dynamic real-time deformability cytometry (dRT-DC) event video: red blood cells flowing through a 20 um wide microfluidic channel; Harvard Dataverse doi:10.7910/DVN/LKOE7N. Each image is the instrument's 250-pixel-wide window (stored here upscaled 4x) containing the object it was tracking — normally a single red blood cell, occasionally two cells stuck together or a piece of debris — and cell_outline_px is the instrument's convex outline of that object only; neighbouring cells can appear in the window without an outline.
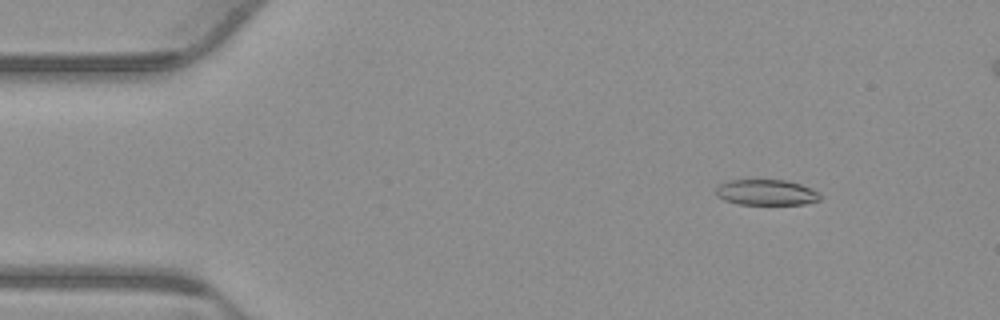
{"species": "common noctule bat (a hibernating species)", "species_latin": "Nyctalus noctula", "temperature_condition": "warm", "stored_images_in_passage": 53, "camera_frame_rate_fps": 3000, "um_per_image_px": 0.085, "animal": {"sex": "male", "body_mass_g": 23.1, "forearm_length_mm": 52.7}, "frame": {"image": 1, "passage_image": 7, "time_ms": 2.0, "image_size_px": [1000, 320], "cell_outline_px": [[820, 200], [804, 204], [740, 204], [724, 200], [716, 196], [716, 188], [720, 184], [728, 180], [788, 180], [812, 188], [820, 196]], "centroid_in_image_um": [65.12, 16.35], "position_along_channel_um": 19.9, "area_um2": 15.55}}
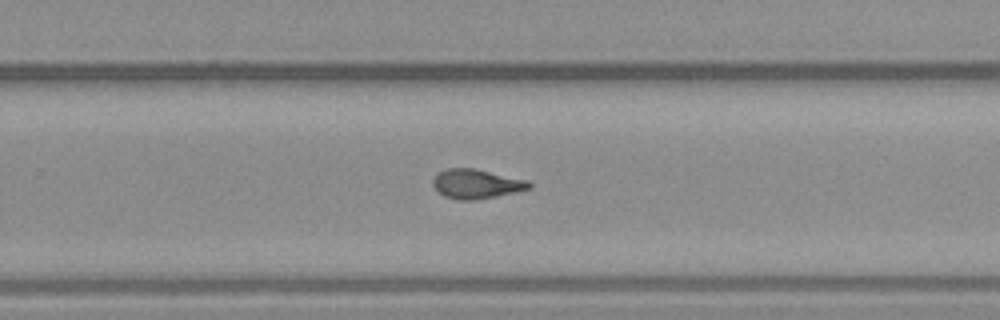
{"frame": {"image": 2, "passage_image": 35, "time_ms": 11.333, "image_size_px": [1000, 320], "cell_outline_px": [[532, 188], [516, 192], [476, 200], [456, 200], [444, 196], [436, 192], [432, 184], [432, 180], [436, 172], [448, 168], [476, 168], [528, 180], [532, 184]], "centroid_in_image_um": [40.46, 15.63], "position_along_channel_um": 289.3, "area_um2": 16.88}}
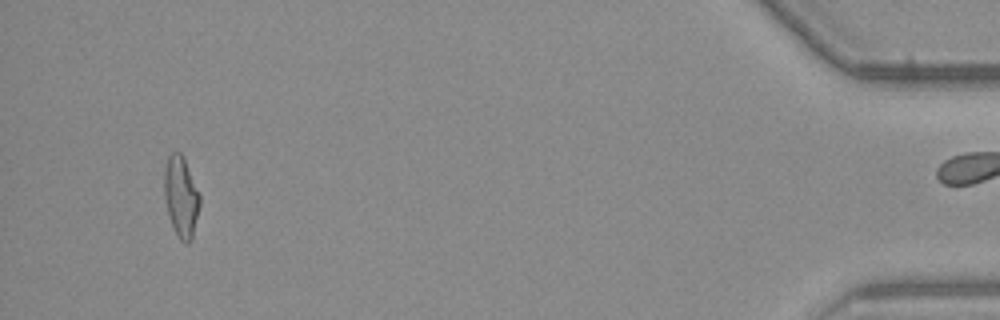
{"frame": {"image": 3, "passage_image": 52, "time_ms": 17.0, "image_size_px": [1000, 320], "cell_outline_px": [[200, 204], [192, 240], [188, 244], [184, 244], [180, 240], [168, 216], [164, 196], [164, 168], [168, 156], [172, 152], [180, 152], [184, 156], [200, 196]], "centroid_in_image_um": [15.38, 16.71], "position_along_channel_um": 419.8, "area_um2": 16.88}, "authors_computed_cell_mechanics": {"area_um2": 16.5886, "velocity_mm_per_s": 3.7863, "shape_relaxation_time_tau1_ms": null, "shape_relaxation_time_tau2_ms": 3.5507, "deformation_change_tau1": null, "deformation_change_tau2": 0.0936}}